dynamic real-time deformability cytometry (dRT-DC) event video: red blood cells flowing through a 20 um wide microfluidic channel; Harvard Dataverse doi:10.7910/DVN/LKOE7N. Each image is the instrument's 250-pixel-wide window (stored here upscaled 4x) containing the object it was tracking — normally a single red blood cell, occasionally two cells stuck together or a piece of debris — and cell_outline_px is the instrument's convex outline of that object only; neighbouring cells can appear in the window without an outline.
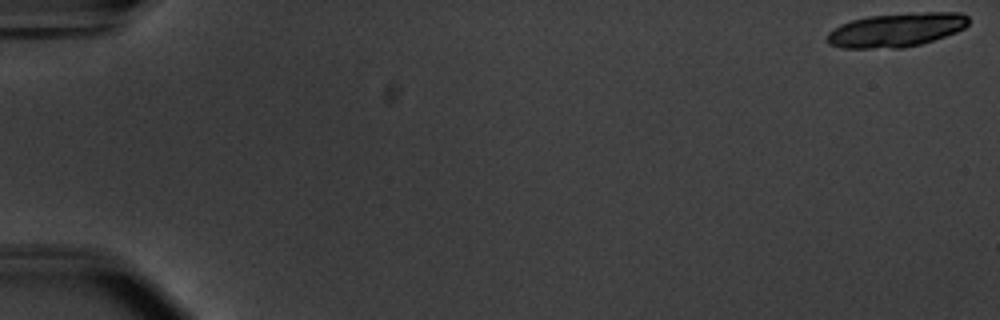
{"species": "common noctule bat (a hibernating species)", "species_latin": "Nyctalus noctula", "temperature_condition": "warm", "stored_images_in_passage": 21, "camera_frame_rate_fps": 3000, "um_per_image_px": 0.085, "animal": {"sex": "male", "body_mass_g": 20.1, "forearm_length_mm": 53.5}, "frame": {"image": 1, "passage_image": 1, "time_ms": 0.0, "image_size_px": [1000, 320], "cell_outline_px": [[968, 24], [964, 28], [956, 32], [920, 44], [904, 48], [840, 48], [828, 44], [828, 32], [840, 24], [852, 20], [868, 16], [924, 12], [960, 12], [968, 16]], "centroid_in_image_um": [76.18, 2.54], "position_along_channel_um": 8.8, "area_um2": 27.86}}